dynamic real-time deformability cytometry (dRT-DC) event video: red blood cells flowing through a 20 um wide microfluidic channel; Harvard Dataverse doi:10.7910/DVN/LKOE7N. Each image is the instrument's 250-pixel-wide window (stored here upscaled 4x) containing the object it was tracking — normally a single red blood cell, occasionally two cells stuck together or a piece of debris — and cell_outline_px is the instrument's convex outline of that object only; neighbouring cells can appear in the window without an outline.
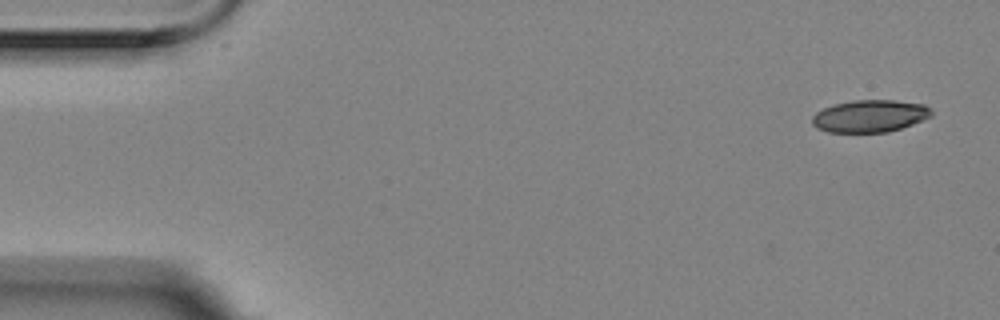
{"species": "Egyptian fruit bat (a non-hibernating species)", "species_latin": "Rousettus aegyptiacus", "temperature_condition": "room temperature", "stored_images_in_passage": 4, "camera_frame_rate_fps": 3000, "um_per_image_px": 0.085, "animal": {"sex": "female"}, "frame": {"image": 1, "passage_image": 1, "time_ms": 0.0, "image_size_px": [1000, 320], "cell_outline_px": [[932, 116], [912, 124], [888, 132], [828, 132], [816, 128], [812, 124], [812, 116], [816, 112], [824, 108], [836, 104], [852, 100], [892, 100], [924, 104], [932, 108]], "centroid_in_image_um": [73.94, 9.86], "position_along_channel_um": 11.1, "area_um2": 22.43}}
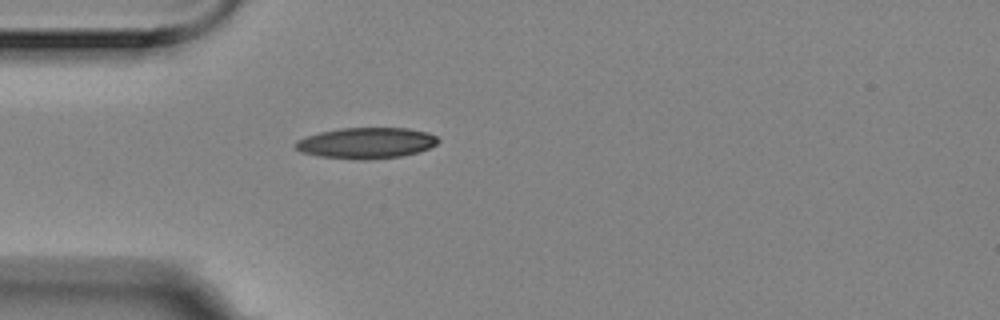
{"frame": {"image": 2, "passage_image": 4, "time_ms": 1.0, "image_size_px": [1000, 320], "cell_outline_px": [[440, 140], [436, 144], [420, 152], [400, 156], [364, 160], [360, 160], [320, 156], [300, 152], [292, 144], [296, 140], [320, 132], [340, 128], [408, 128], [428, 132], [436, 136]], "centroid_in_image_um": [31.13, 12.15], "position_along_channel_um": 53.9, "area_um2": 25.78}}